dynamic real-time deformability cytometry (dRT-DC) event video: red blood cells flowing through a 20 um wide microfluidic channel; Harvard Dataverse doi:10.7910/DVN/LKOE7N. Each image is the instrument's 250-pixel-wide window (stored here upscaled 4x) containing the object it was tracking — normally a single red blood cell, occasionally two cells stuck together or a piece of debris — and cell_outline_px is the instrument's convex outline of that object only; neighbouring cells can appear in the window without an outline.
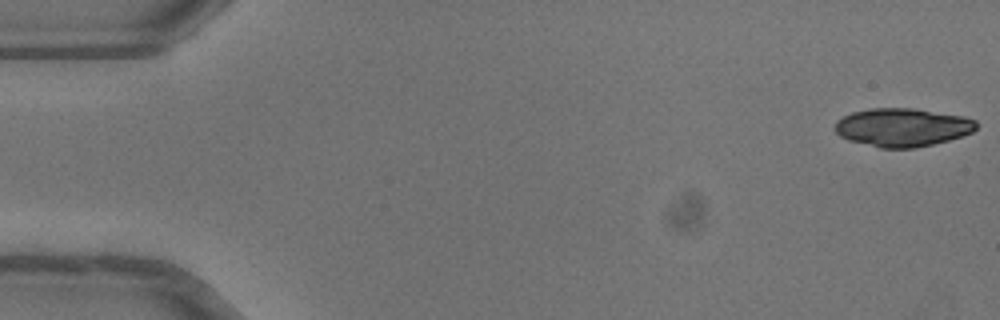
{"species": "common noctule bat (a hibernating species)", "species_latin": "Nyctalus noctula", "temperature_condition": "warm", "stored_images_in_passage": 50, "camera_frame_rate_fps": 3000, "um_per_image_px": 0.085, "animal": {"sex": "female"}, "frame": {"image": 1, "passage_image": 1, "time_ms": 0.0, "image_size_px": [1000, 320], "cell_outline_px": [[976, 128], [972, 132], [948, 140], [916, 148], [880, 148], [848, 140], [840, 136], [832, 128], [836, 120], [852, 112], [868, 108], [912, 108], [964, 116], [976, 120]], "centroid_in_image_um": [76.66, 10.82], "position_along_channel_um": 8.3, "area_um2": 31.67}}
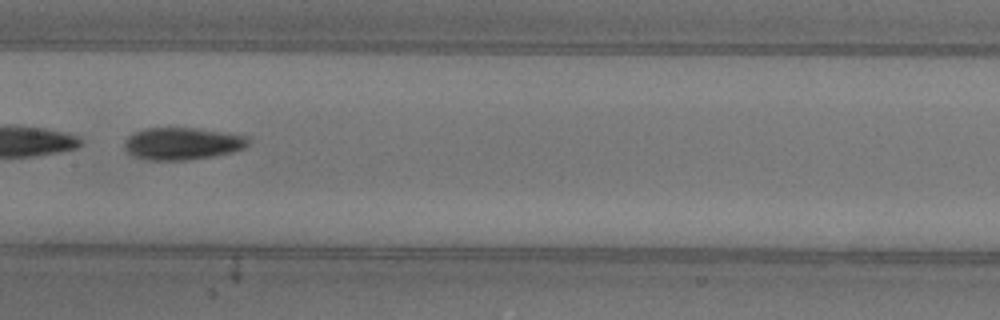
{"frame": {"image": 2, "passage_image": 26, "time_ms": 8.333, "image_size_px": [1000, 320], "cell_outline_px": [[252, 140], [244, 148], [232, 152], [212, 156], [188, 160], [148, 160], [132, 156], [124, 148], [124, 144], [128, 136], [144, 128], [196, 128], [224, 132], [248, 136]], "centroid_in_image_um": [15.51, 12.2], "position_along_channel_um": 191.9, "area_um2": 23.35}}